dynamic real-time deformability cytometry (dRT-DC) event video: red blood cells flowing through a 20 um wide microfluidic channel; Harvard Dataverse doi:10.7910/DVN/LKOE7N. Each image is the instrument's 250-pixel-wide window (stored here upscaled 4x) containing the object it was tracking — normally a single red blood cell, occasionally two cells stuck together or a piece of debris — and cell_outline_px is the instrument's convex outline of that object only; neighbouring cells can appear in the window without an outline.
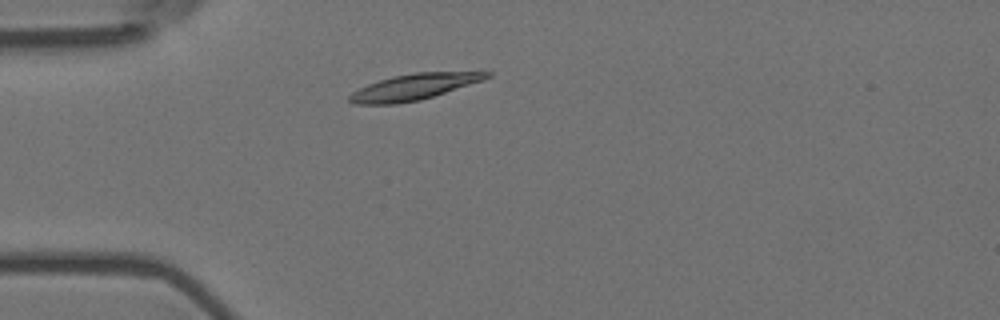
{"species": "Egyptian fruit bat (a non-hibernating species)", "species_latin": "Rousettus aegyptiacus", "temperature_condition": "room temperature", "stored_images_in_passage": 3, "camera_frame_rate_fps": 3000, "um_per_image_px": 0.085, "animal": {"sex": "female"}, "frame": {"image": 1, "passage_image": 3, "time_ms": 0.667, "image_size_px": [1000, 320], "cell_outline_px": [[492, 76], [484, 80], [420, 100], [396, 104], [352, 104], [348, 100], [348, 96], [352, 92], [368, 84], [392, 76], [416, 72], [492, 72]], "centroid_in_image_um": [35.17, 7.39], "position_along_channel_um": 49.8, "area_um2": 20.69}}